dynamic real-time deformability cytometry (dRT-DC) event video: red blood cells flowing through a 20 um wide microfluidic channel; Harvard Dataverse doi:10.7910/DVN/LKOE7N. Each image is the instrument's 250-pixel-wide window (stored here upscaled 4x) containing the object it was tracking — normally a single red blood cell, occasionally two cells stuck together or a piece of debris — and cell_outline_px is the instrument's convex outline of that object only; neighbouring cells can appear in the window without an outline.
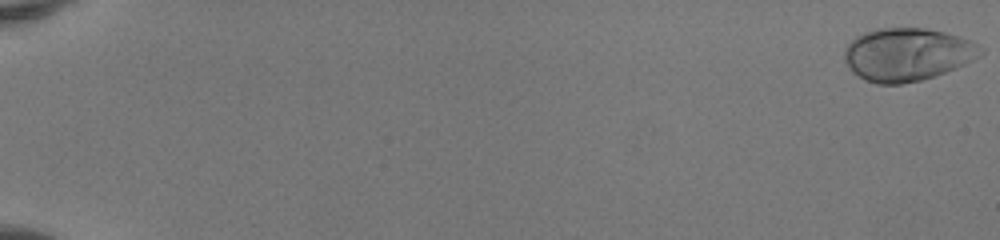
{"species": "human", "species_latin": "Homo sapiens", "temperature_condition": "room temperature", "stored_images_in_passage": 52, "camera_frame_rate_fps": 3000, "um_per_image_px": 0.085, "donor": {"sex": "female"}, "frame": {"image": 1, "passage_image": 1, "time_ms": 0.0, "image_size_px": [1000, 240], "cell_outline_px": [[984, 52], [980, 56], [956, 68], [936, 76], [920, 80], [900, 84], [876, 84], [852, 72], [844, 60], [844, 48], [856, 36], [864, 32], [880, 28], [924, 28], [944, 32], [960, 36], [984, 48]], "centroid_in_image_um": [77.12, 4.62], "position_along_channel_um": 7.9, "area_um2": 41.96}}
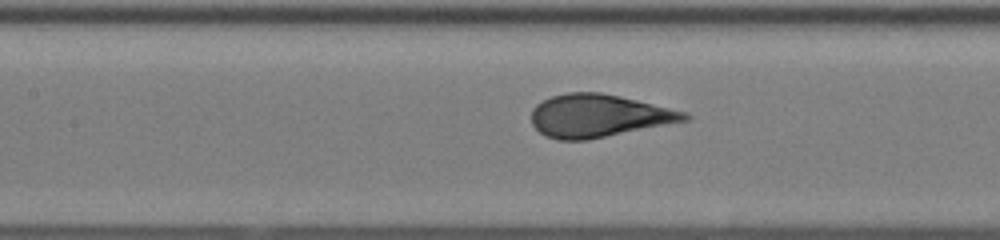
{"frame": {"image": 2, "passage_image": 27, "time_ms": 8.667, "image_size_px": [1000, 240], "cell_outline_px": [[692, 116], [688, 120], [588, 140], [560, 140], [544, 136], [532, 124], [532, 108], [536, 104], [552, 96], [568, 92], [600, 92], [620, 96], [684, 112]], "centroid_in_image_um": [50.83, 9.85], "position_along_channel_um": 156.6, "area_um2": 37.86}}
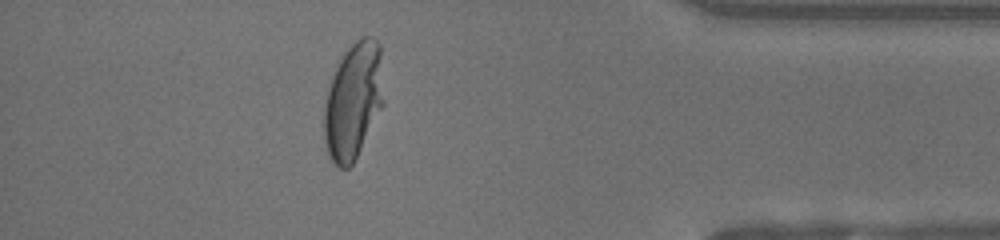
{"frame": {"image": 3, "passage_image": 47, "time_ms": 15.333, "image_size_px": [1000, 240], "cell_outline_px": [[384, 104], [352, 164], [348, 168], [340, 168], [328, 156], [324, 140], [324, 104], [328, 88], [332, 76], [344, 52], [360, 36], [372, 36], [380, 44], [384, 100]], "centroid_in_image_um": [30.03, 8.55], "position_along_channel_um": 405.2, "area_um2": 40.52}, "authors_computed_cell_mechanics": {"area_um2": 38.4659, "velocity_mm_per_s": 4.1468, "shape_relaxation_time_tau1_ms": 4.2156, "shape_relaxation_time_tau2_ms": null, "deformation_change_tau1": 0.2274, "deformation_change_tau2": null}}